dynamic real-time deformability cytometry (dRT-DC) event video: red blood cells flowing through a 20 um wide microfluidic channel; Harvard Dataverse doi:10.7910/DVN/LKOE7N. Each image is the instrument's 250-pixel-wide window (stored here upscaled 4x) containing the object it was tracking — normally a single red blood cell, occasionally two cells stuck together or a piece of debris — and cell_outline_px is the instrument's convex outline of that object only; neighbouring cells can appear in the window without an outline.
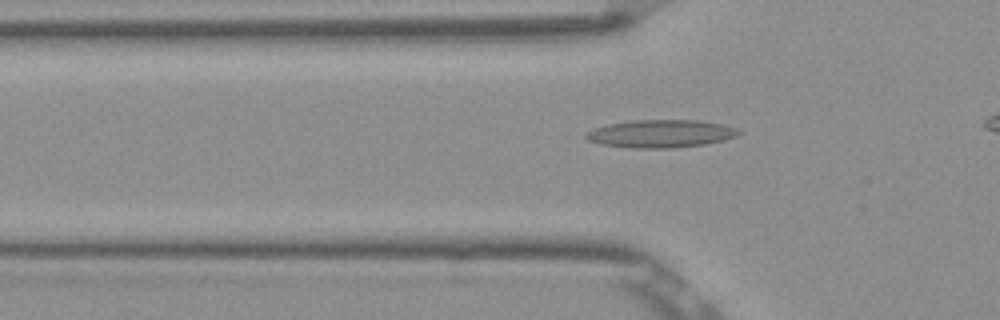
{"species": "Egyptian fruit bat (a non-hibernating species)", "species_latin": "Rousettus aegyptiacus", "temperature_condition": "room temperature", "stored_images_in_passage": 36, "camera_frame_rate_fps": 3000, "um_per_image_px": 0.085, "frame": {"image": 1, "passage_image": 10, "time_ms": 3.0, "image_size_px": [1000, 320], "cell_outline_px": [[740, 132], [736, 136], [724, 140], [704, 144], [672, 148], [632, 148], [600, 144], [588, 140], [584, 136], [592, 128], [608, 124], [632, 120], [700, 120], [720, 124], [736, 128]], "centroid_in_image_um": [56.13, 11.36], "position_along_channel_um": 69.7, "area_um2": 24.68}}
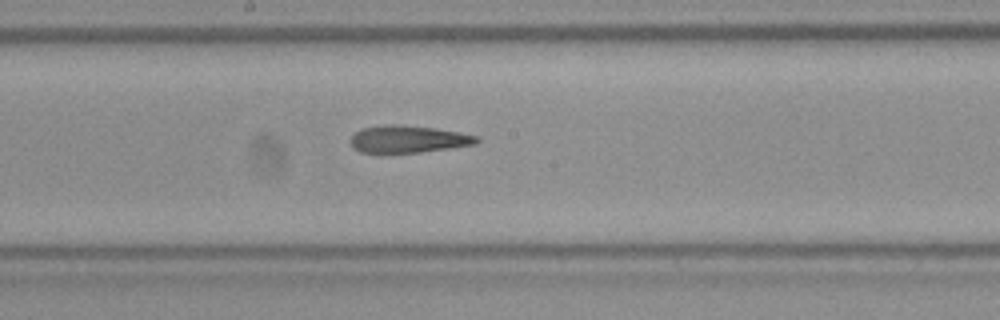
{"frame": {"image": 2, "passage_image": 21, "time_ms": 6.667, "image_size_px": [1000, 320], "cell_outline_px": [[480, 140], [476, 144], [452, 148], [420, 152], [360, 152], [352, 148], [348, 140], [360, 128], [384, 124], [400, 124], [436, 128], [480, 136]], "centroid_in_image_um": [34.69, 11.81], "position_along_channel_um": 213.5, "area_um2": 20.29}}
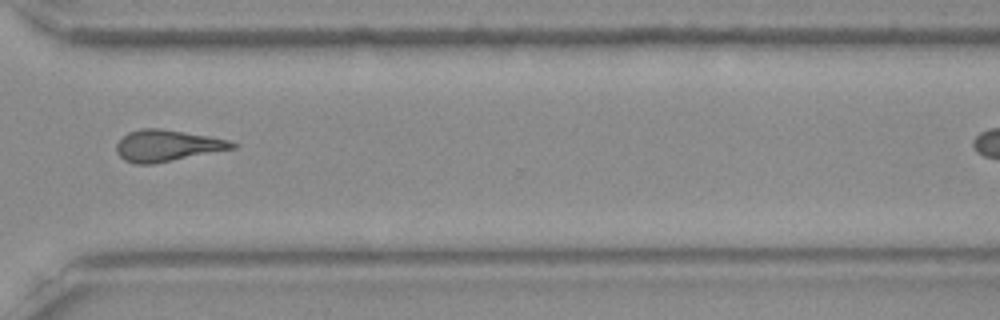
{"frame": {"image": 3, "passage_image": 32, "time_ms": 10.333, "image_size_px": [1000, 320], "cell_outline_px": [[240, 144], [236, 148], [152, 164], [136, 164], [124, 160], [116, 152], [116, 144], [128, 132], [140, 128], [160, 128], [208, 136], [228, 140]], "centroid_in_image_um": [14.21, 12.38], "position_along_channel_um": 356.4, "area_um2": 21.15}}